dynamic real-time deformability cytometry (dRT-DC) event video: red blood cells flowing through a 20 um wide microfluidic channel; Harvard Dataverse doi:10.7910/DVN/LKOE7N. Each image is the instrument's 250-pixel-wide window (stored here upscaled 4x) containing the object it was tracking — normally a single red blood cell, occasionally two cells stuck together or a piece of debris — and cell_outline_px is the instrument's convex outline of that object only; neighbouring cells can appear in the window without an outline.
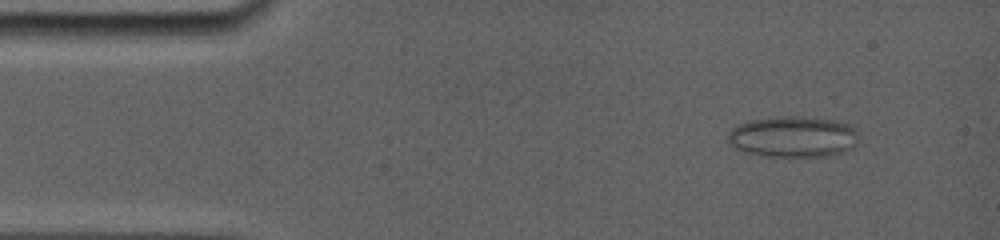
{"species": "common noctule bat (a hibernating species)", "species_latin": "Nyctalus noctula", "temperature_condition": "room temperature", "stored_images_in_passage": 8, "camera_frame_rate_fps": 5000, "um_per_image_px": 0.085, "animal": {"sex": "female", "body_mass_g": 19.0, "forearm_length_mm": 56.7}, "frame": {"image": 1, "passage_image": 2, "time_ms": 1.0, "image_size_px": [1000, 240], "cell_outline_px": [[856, 144], [852, 148], [844, 152], [824, 156], [764, 156], [744, 152], [732, 148], [728, 144], [728, 132], [732, 128], [740, 124], [752, 120], [780, 116], [796, 116], [836, 120], [848, 124], [856, 128]], "centroid_in_image_um": [67.38, 11.63], "position_along_channel_um": 17.6, "area_um2": 31.39}}
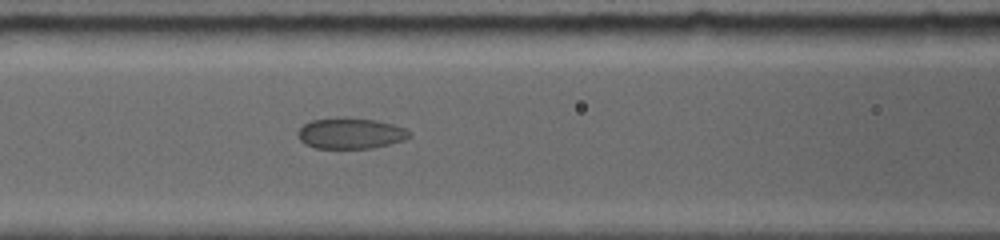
{"frame": {"image": 2, "passage_image": 7, "time_ms": 6.2, "image_size_px": [1000, 240], "cell_outline_px": [[412, 136], [404, 140], [372, 148], [316, 148], [304, 144], [296, 136], [296, 132], [304, 124], [312, 120], [336, 116], [376, 120], [392, 124], [404, 128]], "centroid_in_image_um": [29.74, 11.32], "position_along_channel_um": 136.9, "area_um2": 20.23}}
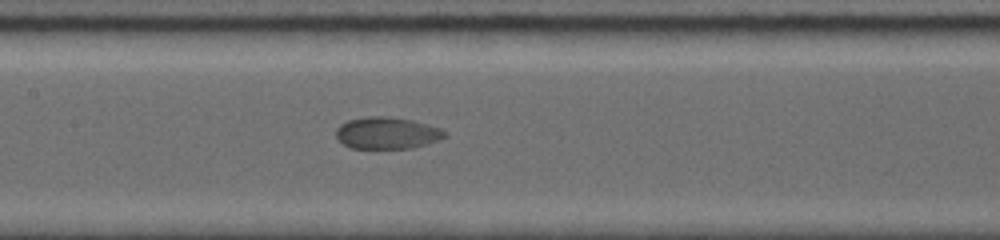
{"frame": {"image": 3, "passage_image": 8, "time_ms": 7.2, "image_size_px": [1000, 240], "cell_outline_px": [[448, 136], [440, 140], [412, 148], [352, 148], [344, 144], [336, 136], [336, 128], [340, 124], [348, 120], [368, 116], [388, 116], [412, 120], [428, 124], [440, 128], [448, 132]], "centroid_in_image_um": [32.94, 11.3], "position_along_channel_um": 174.5, "area_um2": 20.29}}